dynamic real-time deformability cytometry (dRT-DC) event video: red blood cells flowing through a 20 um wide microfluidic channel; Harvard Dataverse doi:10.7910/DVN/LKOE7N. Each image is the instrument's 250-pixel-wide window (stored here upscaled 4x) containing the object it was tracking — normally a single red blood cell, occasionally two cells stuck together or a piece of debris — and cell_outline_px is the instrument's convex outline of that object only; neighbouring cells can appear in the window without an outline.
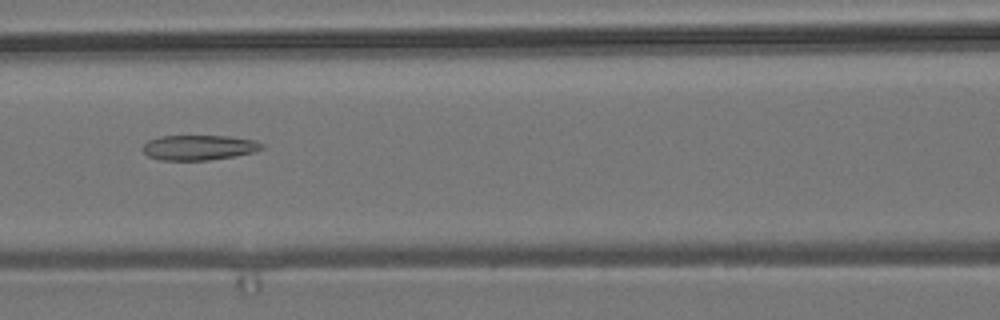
{"species": "common noctule bat (a hibernating species)", "species_latin": "Nyctalus noctula", "temperature_condition": "room temperature", "stored_images_in_passage": 7, "camera_frame_rate_fps": 3000, "um_per_image_px": 0.085, "animal": {"sex": "male", "body_mass_g": 19.2, "forearm_length_mm": 51.8}, "frame": {"image": 1, "passage_image": 7, "time_ms": 2.0, "image_size_px": [1000, 320], "cell_outline_px": [[264, 148], [256, 152], [208, 160], [160, 160], [148, 156], [144, 152], [144, 144], [148, 140], [160, 136], [232, 136], [256, 140], [264, 144]], "centroid_in_image_um": [16.95, 12.53], "position_along_channel_um": 149.6, "area_um2": 17.46}}